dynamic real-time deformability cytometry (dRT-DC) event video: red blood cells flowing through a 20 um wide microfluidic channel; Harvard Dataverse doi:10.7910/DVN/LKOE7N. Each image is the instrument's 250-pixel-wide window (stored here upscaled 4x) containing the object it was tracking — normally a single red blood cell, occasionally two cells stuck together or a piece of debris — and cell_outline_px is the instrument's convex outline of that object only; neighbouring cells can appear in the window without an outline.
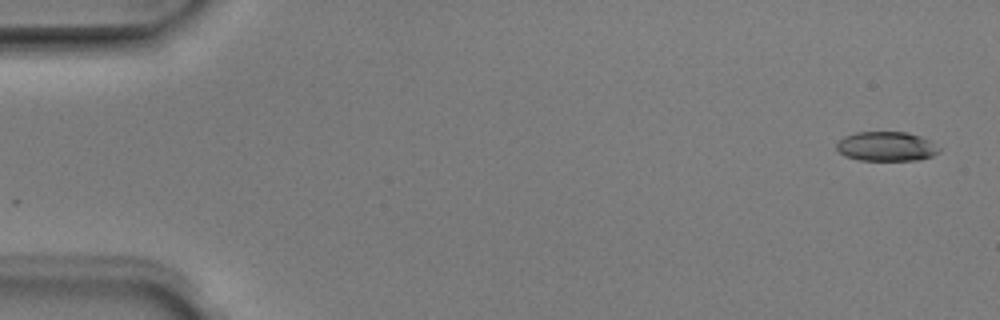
{"species": "Egyptian fruit bat (a non-hibernating species)", "species_latin": "Rousettus aegyptiacus", "temperature_condition": "room temperature", "stored_images_in_passage": 4, "camera_frame_rate_fps": 3000, "um_per_image_px": 0.085, "animal": {"sex": "male"}, "frame": {"image": 1, "passage_image": 1, "time_ms": 0.0, "image_size_px": [1000, 320], "cell_outline_px": [[940, 152], [932, 156], [920, 160], [860, 160], [844, 156], [836, 148], [836, 144], [844, 136], [856, 132], [908, 132], [932, 140], [940, 148]], "centroid_in_image_um": [75.38, 12.44], "position_along_channel_um": 9.6, "area_um2": 17.8}}